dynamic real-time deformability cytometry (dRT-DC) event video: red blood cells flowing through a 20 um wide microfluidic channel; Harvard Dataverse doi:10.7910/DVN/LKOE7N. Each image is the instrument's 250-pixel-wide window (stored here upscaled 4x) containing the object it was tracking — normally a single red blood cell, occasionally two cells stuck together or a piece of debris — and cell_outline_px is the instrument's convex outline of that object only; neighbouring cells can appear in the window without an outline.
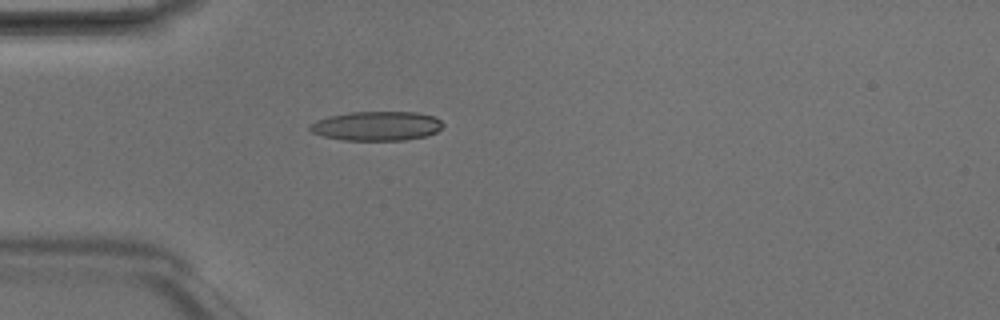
{"species": "Egyptian fruit bat (a non-hibernating species)", "species_latin": "Rousettus aegyptiacus", "temperature_condition": "room temperature", "stored_images_in_passage": 3, "camera_frame_rate_fps": 3000, "um_per_image_px": 0.085, "animal": {"sex": "male"}, "frame": {"image": 1, "passage_image": 3, "time_ms": 0.667, "image_size_px": [1000, 320], "cell_outline_px": [[444, 124], [436, 132], [424, 136], [404, 140], [344, 140], [324, 136], [312, 132], [308, 128], [308, 124], [316, 120], [328, 116], [352, 112], [416, 112], [436, 116]], "centroid_in_image_um": [32.0, 10.7], "position_along_channel_um": 53.0, "area_um2": 22.72}}